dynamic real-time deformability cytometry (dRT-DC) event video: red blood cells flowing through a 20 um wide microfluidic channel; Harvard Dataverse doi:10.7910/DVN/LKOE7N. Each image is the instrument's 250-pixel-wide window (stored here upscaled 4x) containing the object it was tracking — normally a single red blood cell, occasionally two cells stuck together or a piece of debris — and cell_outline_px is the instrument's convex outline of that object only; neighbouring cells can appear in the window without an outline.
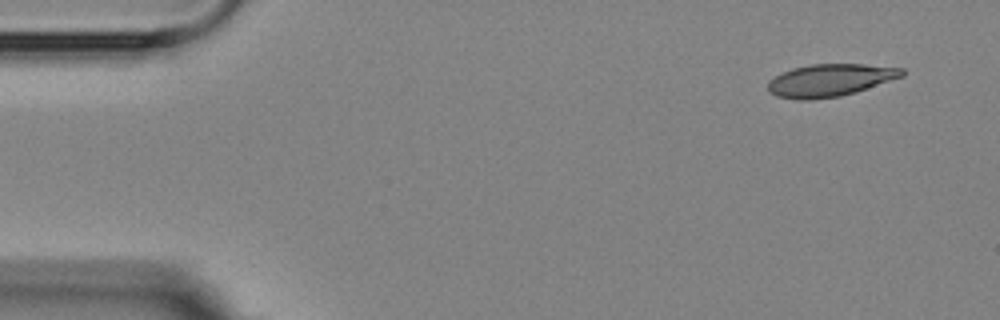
{"species": "Egyptian fruit bat (a non-hibernating species)", "species_latin": "Rousettus aegyptiacus", "temperature_condition": "room temperature", "stored_images_in_passage": 2, "camera_frame_rate_fps": 3000, "um_per_image_px": 0.085, "animal": {"sex": "female"}, "frame": {"image": 1, "passage_image": 2, "time_ms": 1.0, "image_size_px": [1000, 320], "cell_outline_px": [[904, 76], [840, 96], [808, 100], [796, 100], [776, 96], [768, 92], [768, 80], [780, 72], [792, 68], [808, 64], [864, 64], [904, 68]], "centroid_in_image_um": [70.48, 6.81], "position_along_channel_um": 14.5, "area_um2": 25.43}}